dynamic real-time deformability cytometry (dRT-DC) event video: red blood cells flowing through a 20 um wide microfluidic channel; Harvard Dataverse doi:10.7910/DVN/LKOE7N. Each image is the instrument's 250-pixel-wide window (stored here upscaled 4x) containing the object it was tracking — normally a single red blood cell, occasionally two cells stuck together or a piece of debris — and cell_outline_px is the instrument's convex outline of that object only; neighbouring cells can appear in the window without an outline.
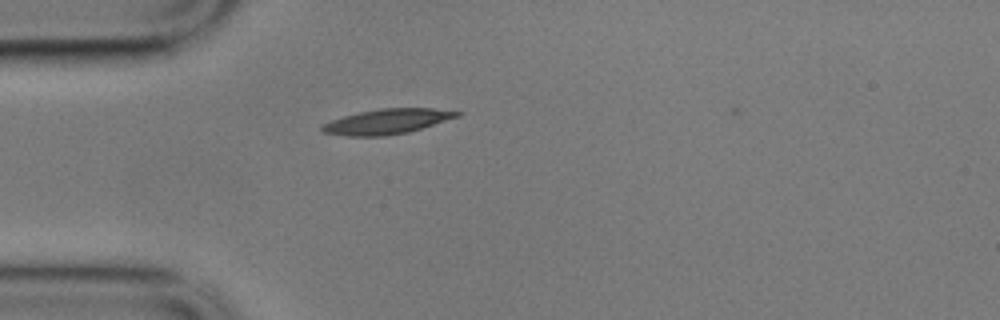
{"species": "common noctule bat (a hibernating species)", "species_latin": "Nyctalus noctula", "temperature_condition": "cold", "stored_images_in_passage": 3, "camera_frame_rate_fps": 3000, "um_per_image_px": 0.085, "animal": {"sex": "male", "body_mass_g": 17.9}, "frame": {"image": 1, "passage_image": 2, "time_ms": 0.333, "image_size_px": [1000, 320], "cell_outline_px": [[464, 112], [460, 116], [408, 132], [384, 136], [348, 136], [324, 132], [320, 128], [324, 124], [332, 120], [344, 116], [360, 112], [380, 108], [432, 108]], "centroid_in_image_um": [32.94, 10.32], "position_along_channel_um": 52.1, "area_um2": 19.48}}